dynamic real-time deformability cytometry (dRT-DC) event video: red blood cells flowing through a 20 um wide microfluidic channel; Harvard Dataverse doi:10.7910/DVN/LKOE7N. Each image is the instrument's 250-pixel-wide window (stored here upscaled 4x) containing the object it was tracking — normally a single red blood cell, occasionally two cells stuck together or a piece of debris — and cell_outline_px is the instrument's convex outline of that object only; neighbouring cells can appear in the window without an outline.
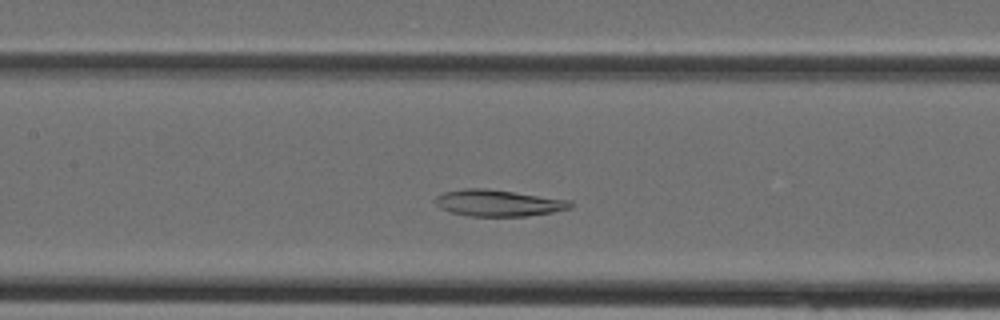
{"species": "Egyptian fruit bat (a non-hibernating species)", "species_latin": "Rousettus aegyptiacus", "temperature_condition": "cold", "stored_images_in_passage": 31, "camera_frame_rate_fps": 3000, "um_per_image_px": 0.085, "animal": {"sex": "female"}, "frame": {"image": 1, "passage_image": 10, "time_ms": 3.0, "image_size_px": [1000, 320], "cell_outline_px": [[572, 208], [552, 212], [528, 216], [468, 216], [452, 212], [440, 208], [436, 204], [436, 196], [444, 192], [464, 188], [484, 188], [572, 200]], "centroid_in_image_um": [42.37, 17.25], "position_along_channel_um": 165.0, "area_um2": 20.81}}
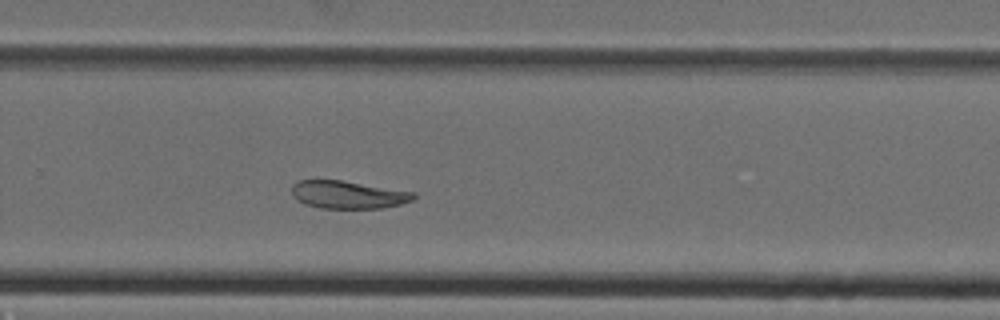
{"frame": {"image": 2, "passage_image": 18, "time_ms": 5.667, "image_size_px": [1000, 320], "cell_outline_px": [[416, 196], [412, 200], [400, 204], [380, 208], [320, 208], [304, 204], [296, 200], [292, 196], [292, 184], [296, 180], [340, 180], [416, 192]], "centroid_in_image_um": [29.54, 16.54], "position_along_channel_um": 300.3, "area_um2": 19.77}}
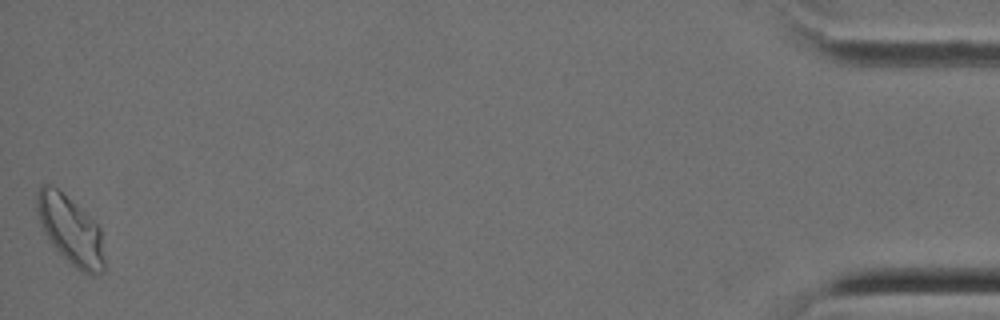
{"frame": {"image": 3, "passage_image": 31, "time_ms": 10.0, "image_size_px": [1000, 320], "cell_outline_px": [[104, 272], [96, 276], [88, 276], [80, 272], [52, 244], [44, 232], [40, 224], [36, 212], [36, 192], [40, 184], [52, 184], [76, 204], [100, 228], [104, 260]], "centroid_in_image_um": [5.97, 19.57], "position_along_channel_um": 429.2, "area_um2": 26.93}}